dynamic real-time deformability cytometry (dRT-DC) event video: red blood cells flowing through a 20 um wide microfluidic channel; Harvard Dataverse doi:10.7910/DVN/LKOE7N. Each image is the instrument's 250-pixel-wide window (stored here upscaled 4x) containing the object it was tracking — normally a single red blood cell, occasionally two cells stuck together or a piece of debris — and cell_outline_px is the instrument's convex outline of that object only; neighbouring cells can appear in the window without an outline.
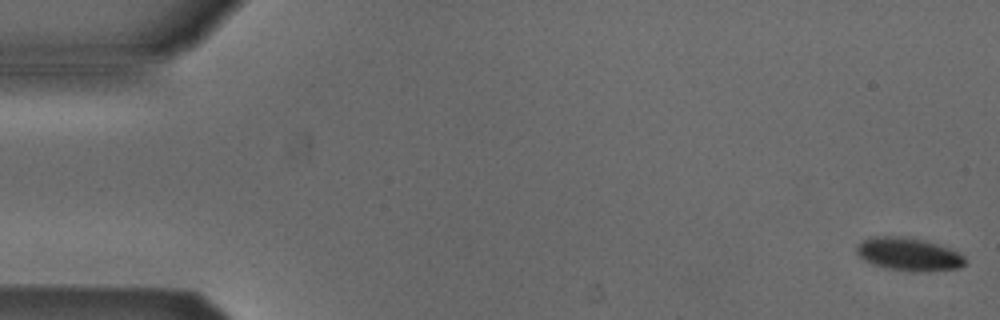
{"species": "Egyptian fruit bat (a non-hibernating species)", "species_latin": "Rousettus aegyptiacus", "temperature_condition": "cold", "stored_images_in_passage": 5, "camera_frame_rate_fps": 3000, "um_per_image_px": 0.085, "animal": {"sex": "male"}, "frame": {"image": 1, "passage_image": 1, "time_ms": 0.0, "image_size_px": [1000, 320], "cell_outline_px": [[964, 264], [960, 268], [928, 272], [912, 272], [884, 268], [872, 264], [864, 260], [856, 252], [856, 244], [872, 236], [900, 236], [920, 240], [936, 244], [960, 252], [964, 256]], "centroid_in_image_um": [77.22, 21.63], "position_along_channel_um": 7.8, "area_um2": 20.98}}
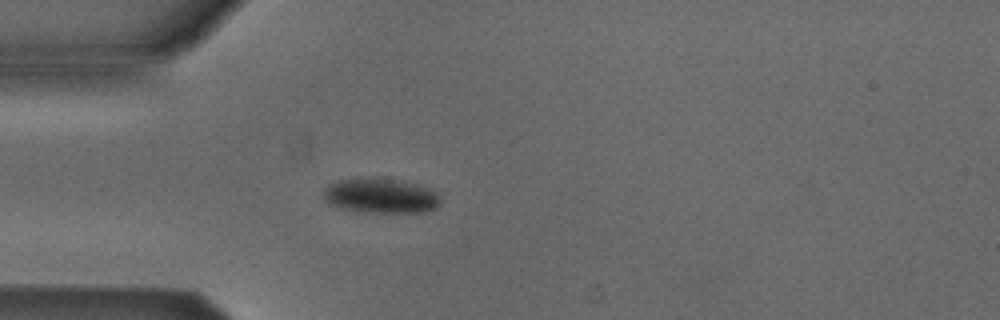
{"frame": {"image": 2, "passage_image": 5, "time_ms": 1.333, "image_size_px": [1000, 320], "cell_outline_px": [[440, 204], [436, 208], [428, 212], [364, 212], [340, 208], [328, 204], [324, 200], [324, 188], [328, 184], [340, 180], [404, 180], [416, 184], [436, 192], [440, 196]], "centroid_in_image_um": [32.38, 16.68], "position_along_channel_um": 52.6, "area_um2": 23.29}}